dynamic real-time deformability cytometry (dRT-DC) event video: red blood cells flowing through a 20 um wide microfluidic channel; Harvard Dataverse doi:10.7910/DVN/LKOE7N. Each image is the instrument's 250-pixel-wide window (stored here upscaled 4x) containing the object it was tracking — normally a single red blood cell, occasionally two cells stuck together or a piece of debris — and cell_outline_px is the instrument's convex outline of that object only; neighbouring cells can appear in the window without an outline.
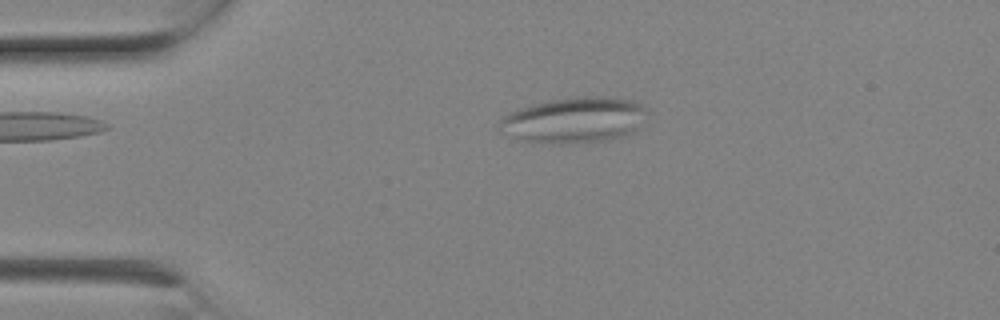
{"species": "Egyptian fruit bat (a non-hibernating species)", "species_latin": "Rousettus aegyptiacus", "temperature_condition": "room temperature", "stored_images_in_passage": 5, "camera_frame_rate_fps": 3000, "um_per_image_px": 0.085, "animal": {"sex": "female"}, "frame": {"image": 1, "passage_image": 1, "time_ms": 0.0, "image_size_px": [1000, 320], "cell_outline_px": [[648, 112], [640, 128], [636, 132], [624, 136], [608, 140], [568, 144], [544, 144], [520, 140], [496, 132], [500, 120], [504, 116], [512, 112], [548, 100], [572, 96], [604, 96], [632, 100], [640, 104]], "centroid_in_image_um": [48.81, 10.23], "position_along_channel_um": 36.2, "area_um2": 40.11}}